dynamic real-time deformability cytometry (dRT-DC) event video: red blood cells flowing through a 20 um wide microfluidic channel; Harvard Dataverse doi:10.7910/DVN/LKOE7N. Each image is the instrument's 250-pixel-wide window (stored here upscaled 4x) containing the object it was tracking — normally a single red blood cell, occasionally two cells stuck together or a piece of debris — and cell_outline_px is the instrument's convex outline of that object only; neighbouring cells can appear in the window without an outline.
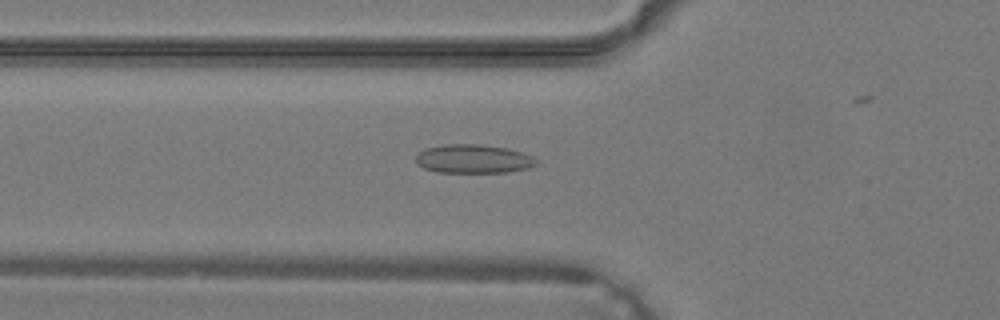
{"species": "common noctule bat (a hibernating species)", "species_latin": "Nyctalus noctula", "temperature_condition": "warm", "stored_images_in_passage": 28, "camera_frame_rate_fps": 3000, "um_per_image_px": 0.085, "animal": {"sex": "male", "body_mass_g": 19.2, "forearm_length_mm": 51.8}, "frame": {"image": 1, "passage_image": 10, "time_ms": 3.0, "image_size_px": [1000, 320], "cell_outline_px": [[540, 160], [536, 164], [528, 168], [508, 172], [436, 172], [424, 168], [416, 164], [416, 156], [424, 148], [444, 144], [476, 144], [508, 148], [532, 156]], "centroid_in_image_um": [40.23, 13.5], "position_along_channel_um": 85.6, "area_um2": 20.23}}
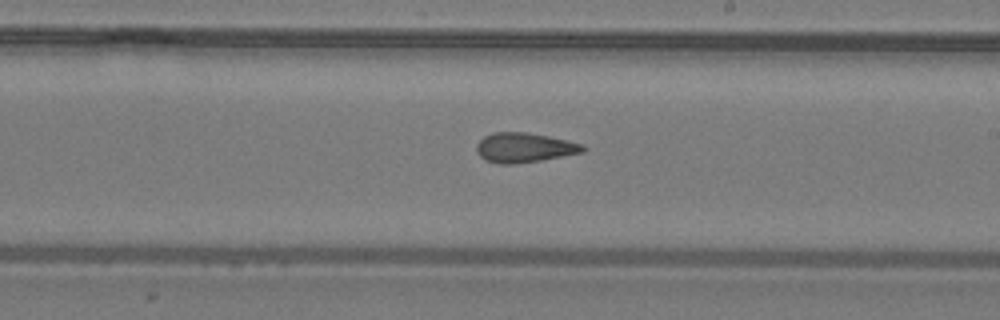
{"frame": {"image": 2, "passage_image": 19, "time_ms": 6.0, "image_size_px": [1000, 320], "cell_outline_px": [[588, 148], [584, 152], [540, 160], [512, 164], [500, 164], [484, 160], [476, 152], [476, 144], [484, 136], [492, 132], [528, 132], [548, 136], [584, 144]], "centroid_in_image_um": [44.55, 12.54], "position_along_channel_um": 244.4, "area_um2": 18.5}}
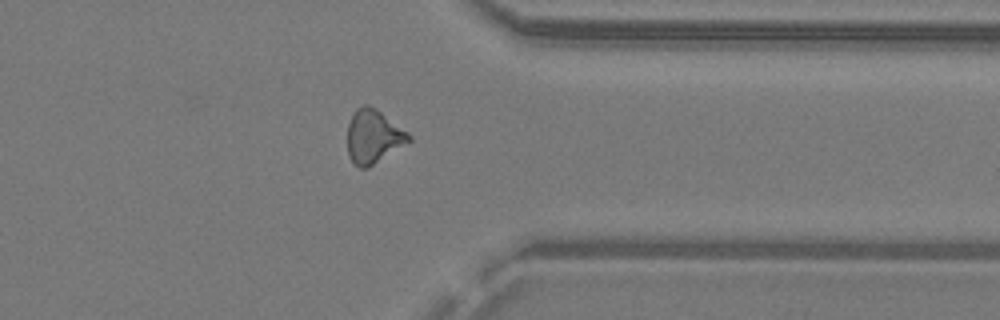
{"frame": {"image": 3, "passage_image": 27, "time_ms": 8.667, "image_size_px": [1000, 320], "cell_outline_px": [[412, 140], [368, 168], [360, 168], [348, 156], [348, 124], [356, 108], [364, 104], [368, 104], [380, 112], [408, 132], [412, 136]], "centroid_in_image_um": [31.74, 11.61], "position_along_channel_um": 379.7, "area_um2": 18.96}}